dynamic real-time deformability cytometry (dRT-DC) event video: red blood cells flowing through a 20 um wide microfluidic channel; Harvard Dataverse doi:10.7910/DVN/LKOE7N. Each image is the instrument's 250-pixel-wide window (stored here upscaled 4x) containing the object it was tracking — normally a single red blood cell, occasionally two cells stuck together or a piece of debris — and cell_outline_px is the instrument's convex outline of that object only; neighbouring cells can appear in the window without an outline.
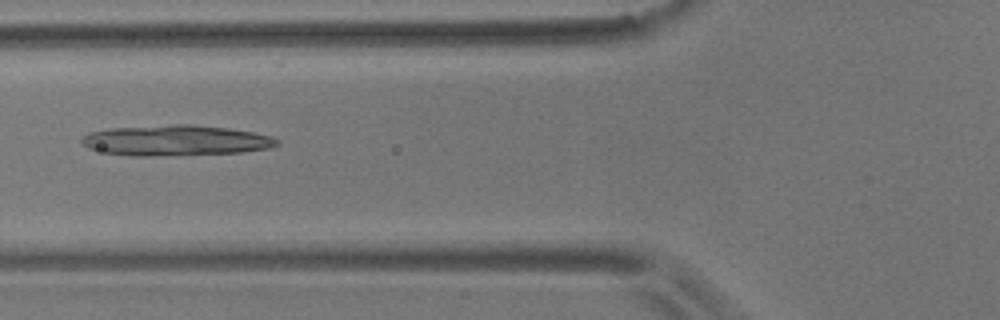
{"species": "common noctule bat (a hibernating species)", "species_latin": "Nyctalus noctula", "temperature_condition": "room temperature", "stored_images_in_passage": 8, "camera_frame_rate_fps": 3000, "um_per_image_px": 0.085, "animal": {"sex": "male", "body_mass_g": 17.9}, "frame": {"image": 1, "passage_image": 7, "time_ms": 6.667, "image_size_px": [1000, 320], "cell_outline_px": [[280, 144], [268, 148], [240, 152], [144, 156], [132, 156], [104, 152], [88, 148], [80, 144], [80, 140], [88, 132], [112, 128], [176, 124], [188, 124], [228, 128], [252, 132], [272, 136], [280, 140]], "centroid_in_image_um": [14.91, 11.93], "position_along_channel_um": 110.9, "area_um2": 34.56}}
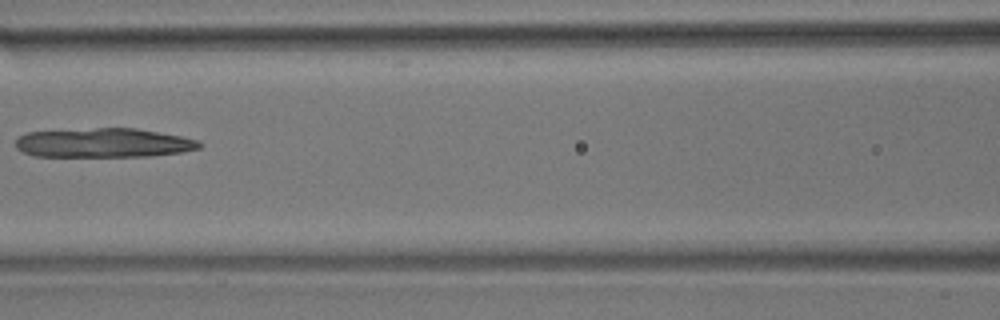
{"frame": {"image": 2, "passage_image": 8, "time_ms": 8.0, "image_size_px": [1000, 320], "cell_outline_px": [[204, 144], [200, 148], [180, 152], [148, 156], [36, 156], [20, 152], [16, 148], [16, 140], [20, 136], [28, 132], [96, 128], [136, 128], [180, 136], [196, 140]], "centroid_in_image_um": [8.78, 12.14], "position_along_channel_um": 157.8, "area_um2": 31.15}}